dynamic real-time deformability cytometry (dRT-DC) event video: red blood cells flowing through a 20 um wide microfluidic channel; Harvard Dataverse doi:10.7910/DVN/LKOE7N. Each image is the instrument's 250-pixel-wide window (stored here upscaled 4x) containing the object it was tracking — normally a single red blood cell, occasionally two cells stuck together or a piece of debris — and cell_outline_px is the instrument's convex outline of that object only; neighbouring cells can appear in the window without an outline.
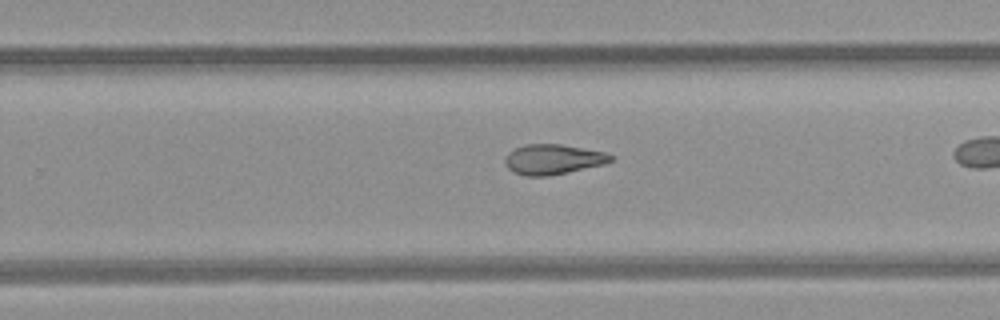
{"species": "common noctule bat (a hibernating species)", "species_latin": "Nyctalus noctula", "temperature_condition": "room temperature", "stored_images_in_passage": 27, "camera_frame_rate_fps": 3000, "um_per_image_px": 0.085, "animal": {"sex": "female", "body_mass_g": 21.9}, "frame": {"image": 1, "passage_image": 20, "time_ms": 6.333, "image_size_px": [1000, 320], "cell_outline_px": [[616, 156], [612, 160], [604, 164], [568, 172], [548, 176], [524, 176], [512, 172], [508, 168], [504, 160], [508, 152], [516, 148], [528, 144], [560, 144], [604, 152]], "centroid_in_image_um": [47.0, 13.55], "position_along_channel_um": 282.8, "area_um2": 18.5}}
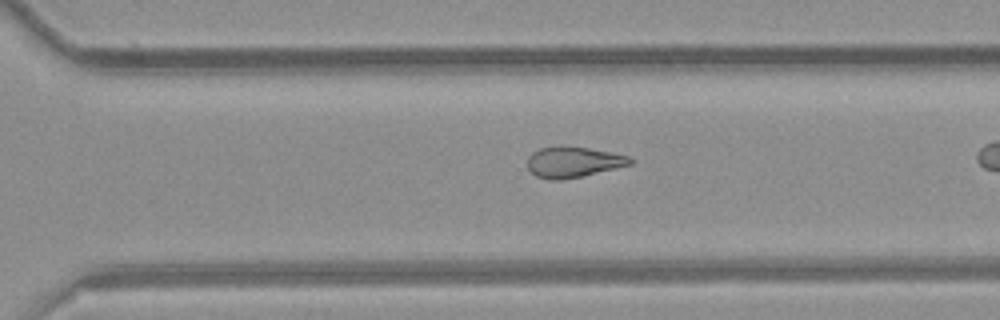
{"frame": {"image": 2, "passage_image": 23, "time_ms": 7.333, "image_size_px": [1000, 320], "cell_outline_px": [[636, 160], [632, 164], [584, 176], [560, 180], [552, 180], [536, 176], [528, 168], [528, 156], [532, 152], [540, 148], [560, 144], [588, 148], [612, 152], [628, 156]], "centroid_in_image_um": [48.74, 13.75], "position_along_channel_um": 321.9, "area_um2": 18.73}}